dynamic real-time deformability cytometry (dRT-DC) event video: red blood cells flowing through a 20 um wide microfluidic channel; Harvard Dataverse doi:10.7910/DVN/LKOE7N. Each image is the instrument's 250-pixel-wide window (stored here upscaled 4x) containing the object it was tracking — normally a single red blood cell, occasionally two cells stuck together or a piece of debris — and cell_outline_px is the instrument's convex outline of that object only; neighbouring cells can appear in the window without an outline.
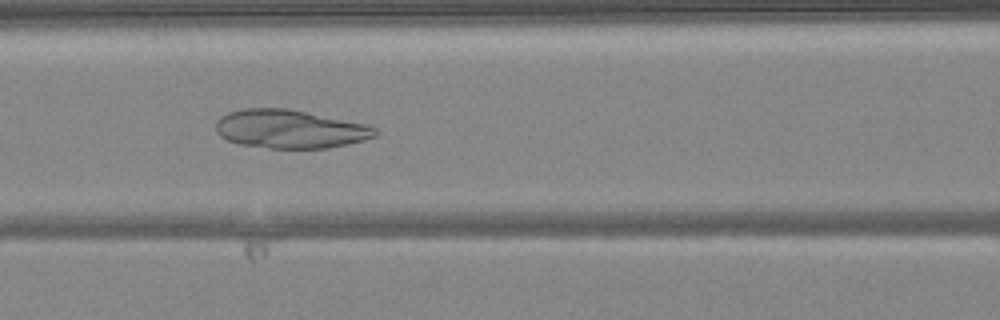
{"species": "common noctule bat (a hibernating species)", "species_latin": "Nyctalus noctula", "temperature_condition": "warm", "stored_images_in_passage": 20, "camera_frame_rate_fps": 3000, "um_per_image_px": 0.085, "animal": {"sex": "female", "body_mass_g": 24.6, "forearm_length_mm": 56.2}, "frame": {"image": 1, "passage_image": 16, "time_ms": 5.0, "image_size_px": [1000, 320], "cell_outline_px": [[376, 136], [364, 140], [348, 144], [324, 148], [268, 148], [240, 144], [228, 140], [220, 136], [216, 132], [216, 120], [220, 116], [228, 112], [244, 108], [288, 108], [368, 124], [376, 128]], "centroid_in_image_um": [24.63, 10.96], "position_along_channel_um": 142.0, "area_um2": 35.89}}
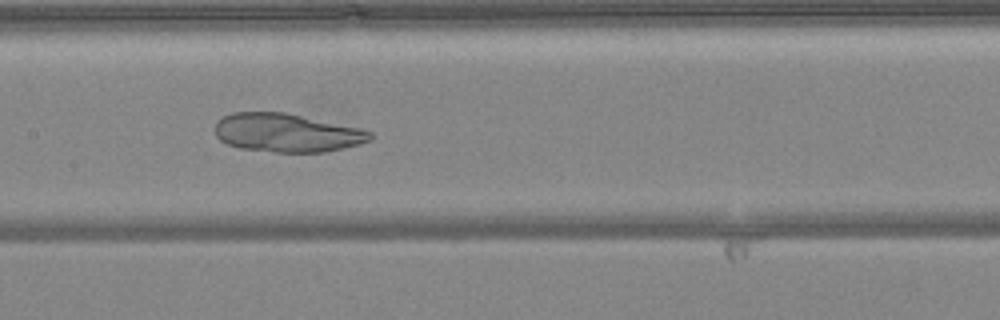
{"frame": {"image": 2, "passage_image": 19, "time_ms": 6.0, "image_size_px": [1000, 320], "cell_outline_px": [[372, 140], [360, 144], [324, 152], [276, 152], [240, 148], [228, 144], [220, 140], [216, 136], [216, 120], [232, 112], [284, 112], [364, 128], [372, 132]], "centroid_in_image_um": [24.41, 11.28], "position_along_channel_um": 183.0, "area_um2": 35.03}}